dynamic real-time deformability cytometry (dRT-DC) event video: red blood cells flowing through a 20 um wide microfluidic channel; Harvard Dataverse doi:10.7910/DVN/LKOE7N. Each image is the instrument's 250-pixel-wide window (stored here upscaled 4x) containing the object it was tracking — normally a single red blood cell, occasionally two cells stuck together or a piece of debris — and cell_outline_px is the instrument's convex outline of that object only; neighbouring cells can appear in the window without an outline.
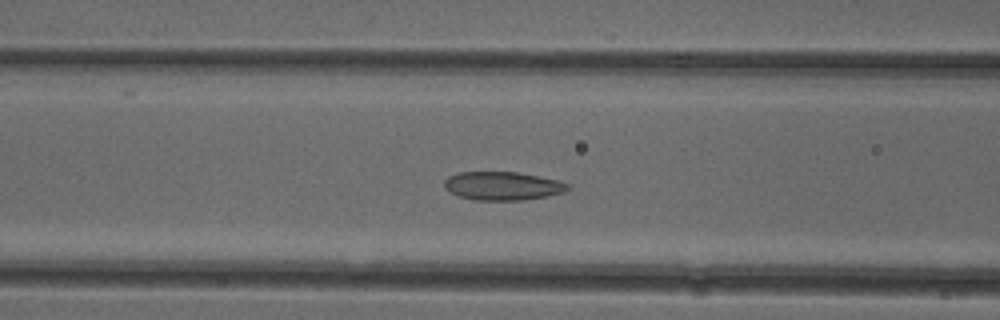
{"species": "common noctule bat (a hibernating species)", "species_latin": "Nyctalus noctula", "temperature_condition": "cold", "stored_images_in_passage": 44, "camera_frame_rate_fps": 3000, "um_per_image_px": 0.085, "animal": {"sex": "female"}, "frame": {"image": 1, "passage_image": 13, "time_ms": 4.0, "image_size_px": [1000, 320], "cell_outline_px": [[568, 188], [564, 192], [548, 196], [524, 200], [476, 200], [460, 196], [444, 188], [444, 180], [448, 176], [460, 172], [516, 172], [556, 180], [568, 184]], "centroid_in_image_um": [42.69, 15.8], "position_along_channel_um": 123.9, "area_um2": 20.23}}
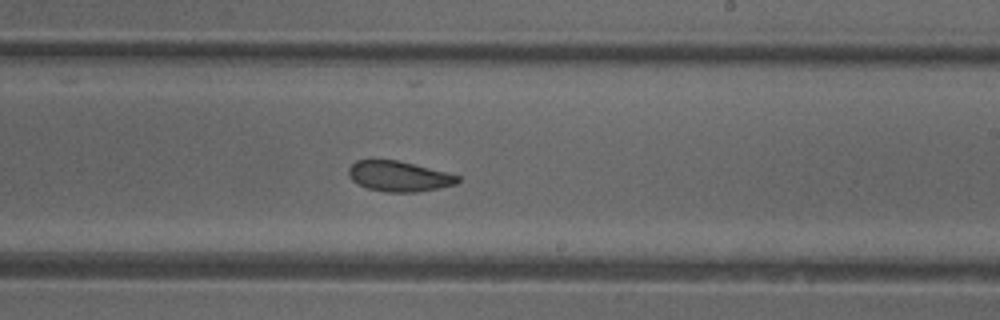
{"frame": {"image": 2, "passage_image": 23, "time_ms": 7.333, "image_size_px": [1000, 320], "cell_outline_px": [[460, 180], [456, 184], [416, 192], [388, 192], [368, 188], [352, 180], [348, 176], [348, 168], [356, 160], [396, 160], [460, 176]], "centroid_in_image_um": [33.87, 14.98], "position_along_channel_um": 255.1, "area_um2": 18.9}}
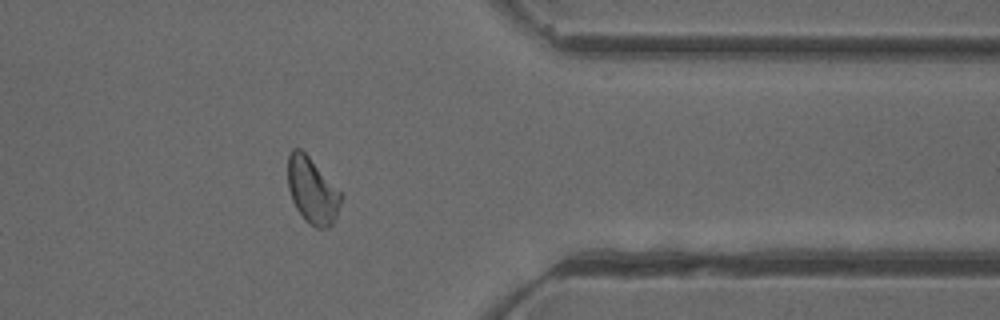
{"frame": {"image": 3, "passage_image": 34, "time_ms": 11.0, "image_size_px": [1000, 320], "cell_outline_px": [[344, 196], [336, 216], [332, 224], [328, 228], [316, 228], [304, 220], [296, 208], [292, 200], [288, 188], [288, 156], [292, 148], [300, 148], [308, 156]], "centroid_in_image_um": [26.54, 16.22], "position_along_channel_um": 384.9, "area_um2": 20.35}, "authors_computed_cell_mechanics": {"area_um2": 20.5768, "velocity_mm_per_s": 3.9392, "shape_relaxation_time_tau1_ms": null, "shape_relaxation_time_tau2_ms": 2.7333, "deformation_change_tau1": null, "deformation_change_tau2": 0.0671}}